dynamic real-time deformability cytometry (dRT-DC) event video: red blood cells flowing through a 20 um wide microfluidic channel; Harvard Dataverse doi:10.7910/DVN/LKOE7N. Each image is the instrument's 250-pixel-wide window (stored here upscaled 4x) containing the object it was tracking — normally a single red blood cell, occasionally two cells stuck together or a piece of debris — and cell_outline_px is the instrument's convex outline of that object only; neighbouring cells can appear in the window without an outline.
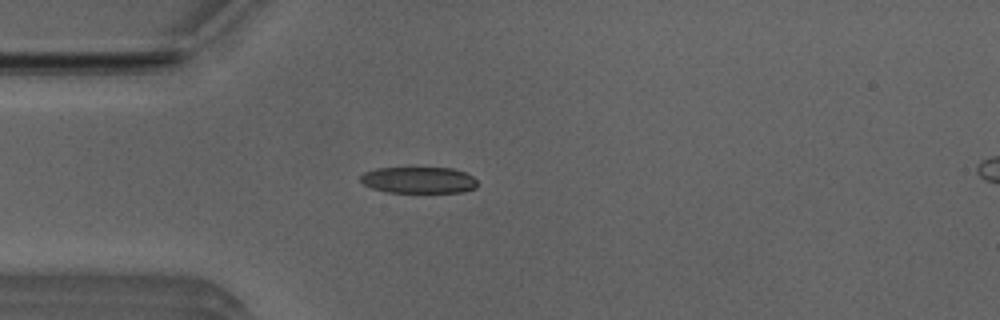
{"species": "Egyptian fruit bat (a non-hibernating species)", "species_latin": "Rousettus aegyptiacus", "temperature_condition": "room temperature", "stored_images_in_passage": 44, "camera_frame_rate_fps": 3000, "um_per_image_px": 0.085, "animal": {"sex": "male"}, "frame": {"image": 1, "passage_image": 13, "time_ms": 4.0, "image_size_px": [1000, 320], "cell_outline_px": [[476, 188], [464, 192], [388, 192], [372, 188], [364, 184], [360, 180], [360, 176], [364, 172], [376, 168], [452, 168], [464, 172], [472, 176], [476, 180]], "centroid_in_image_um": [35.58, 15.3], "position_along_channel_um": 49.4, "area_um2": 17.92}}
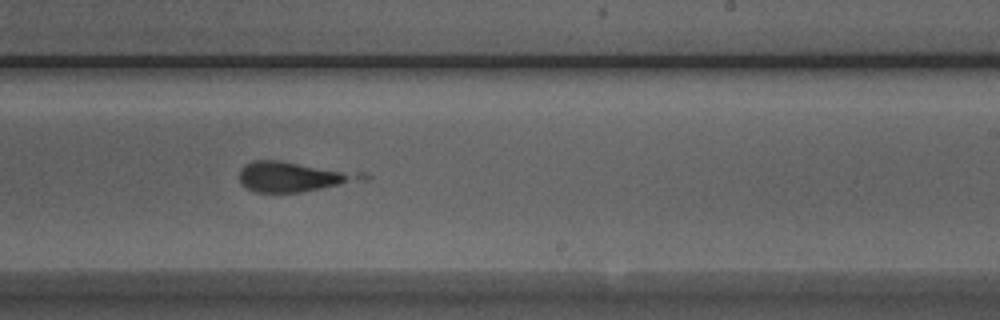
{"frame": {"image": 2, "passage_image": 30, "time_ms": 9.667, "image_size_px": [1000, 320], "cell_outline_px": [[372, 176], [368, 180], [300, 192], [256, 192], [240, 184], [240, 168], [244, 164], [252, 160], [280, 160], [364, 172]], "centroid_in_image_um": [25.02, 15.0], "position_along_channel_um": 264.0, "area_um2": 21.96}}
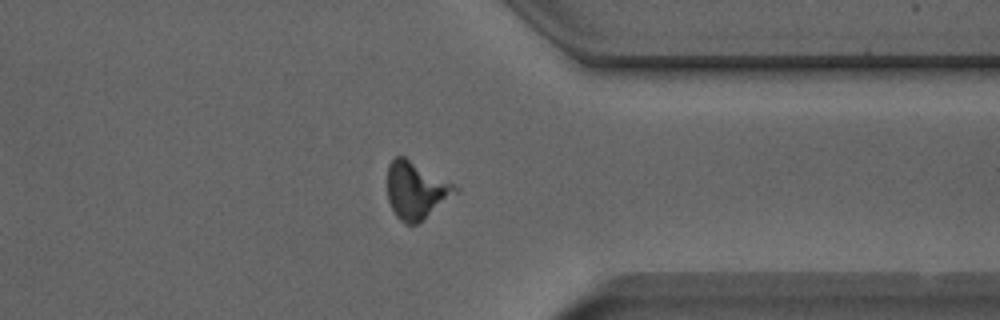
{"frame": {"image": 3, "passage_image": 39, "time_ms": 12.667, "image_size_px": [1000, 320], "cell_outline_px": [[460, 188], [456, 192], [424, 220], [416, 224], [404, 224], [396, 216], [388, 200], [388, 164], [396, 156], [404, 156]], "centroid_in_image_um": [35.33, 16.19], "position_along_channel_um": 376.1, "area_um2": 22.25}}